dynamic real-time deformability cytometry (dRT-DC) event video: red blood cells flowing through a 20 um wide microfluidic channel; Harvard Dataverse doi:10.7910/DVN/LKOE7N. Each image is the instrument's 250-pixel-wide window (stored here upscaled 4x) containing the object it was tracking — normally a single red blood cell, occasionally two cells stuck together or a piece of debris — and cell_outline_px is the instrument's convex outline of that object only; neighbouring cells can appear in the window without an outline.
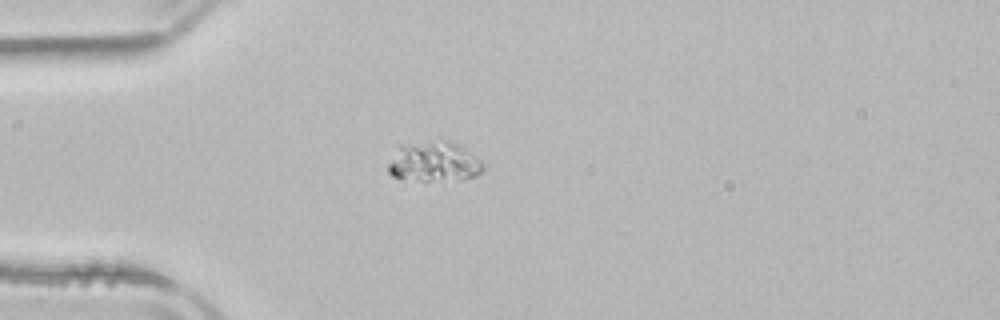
{"species": "common noctule bat (a hibernating species)", "species_latin": "Nyctalus noctula", "temperature_condition": "room temperature", "stored_images_in_passage": 1, "camera_frame_rate_fps": 3000, "um_per_image_px": 0.085, "animal": {"sex": "male", "body_mass_g": 21.5, "forearm_length_mm": 52.0}, "frame": {"image": 1, "passage_image": 1, "time_ms": 0.0, "image_size_px": [1000, 320], "cell_outline_px": [[484, 172], [476, 176], [464, 180], [416, 180], [392, 176], [388, 172], [388, 164], [400, 144], [448, 140], [464, 148], [484, 164]], "centroid_in_image_um": [36.92, 13.77], "position_along_channel_um": 48.1, "area_um2": 22.02}}